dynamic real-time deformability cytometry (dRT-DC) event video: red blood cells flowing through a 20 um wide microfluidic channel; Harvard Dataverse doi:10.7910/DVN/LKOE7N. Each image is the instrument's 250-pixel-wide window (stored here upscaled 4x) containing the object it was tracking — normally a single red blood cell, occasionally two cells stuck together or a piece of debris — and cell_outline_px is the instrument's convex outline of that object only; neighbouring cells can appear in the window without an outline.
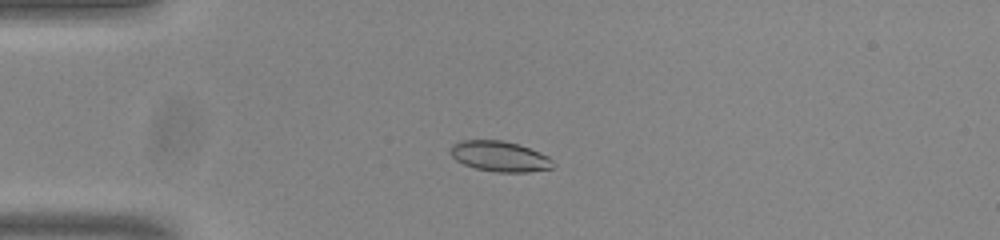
{"species": "common noctule bat (a hibernating species)", "species_latin": "Nyctalus noctula", "temperature_condition": "room temperature", "stored_images_in_passage": 42, "camera_frame_rate_fps": 3000, "um_per_image_px": 0.085, "animal": {"sex": "male", "body_mass_g": 20.0, "forearm_length_mm": 53.3}, "frame": {"image": 1, "passage_image": 2, "time_ms": 0.333, "image_size_px": [1000, 240], "cell_outline_px": [[556, 168], [528, 172], [496, 172], [476, 168], [464, 164], [456, 160], [448, 152], [452, 144], [460, 140], [500, 140], [516, 144], [540, 152], [548, 156], [556, 164]], "centroid_in_image_um": [42.48, 13.3], "position_along_channel_um": 42.5, "area_um2": 18.32}}
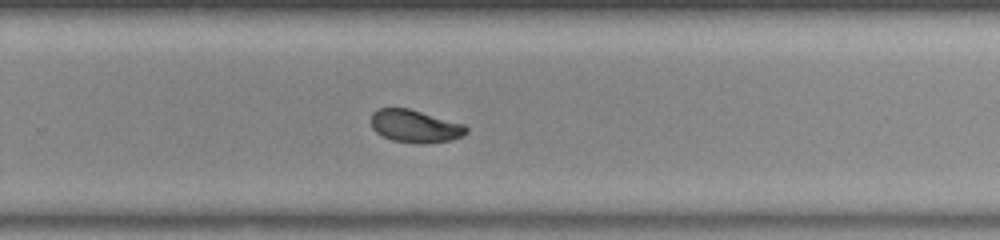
{"frame": {"image": 2, "passage_image": 24, "time_ms": 7.667, "image_size_px": [1000, 240], "cell_outline_px": [[468, 132], [452, 140], [424, 144], [416, 144], [392, 140], [376, 132], [372, 128], [372, 112], [376, 108], [408, 108], [464, 124], [468, 128]], "centroid_in_image_um": [35.28, 10.73], "position_along_channel_um": 294.5, "area_um2": 18.15}}
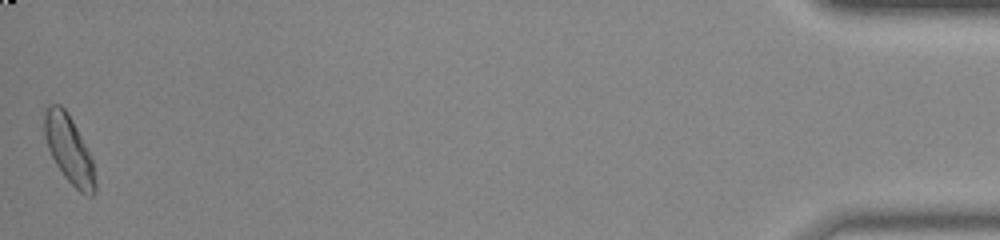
{"frame": {"image": 3, "passage_image": 42, "time_ms": 13.667, "image_size_px": [1000, 240], "cell_outline_px": [[96, 192], [92, 196], [88, 196], [80, 192], [64, 176], [56, 164], [48, 148], [44, 136], [44, 112], [48, 104], [60, 104], [68, 112], [92, 160], [96, 184]], "centroid_in_image_um": [5.85, 12.7], "position_along_channel_um": 429.4, "area_um2": 19.77}, "authors_computed_cell_mechanics": {"area_um2": 18.6116, "velocity_mm_per_s": 3.8052, "shape_relaxation_time_tau1_ms": 3.2328, "shape_relaxation_time_tau2_ms": 0.9015, "deformation_change_tau1": 0.119, "deformation_change_tau2": 0.0368}}